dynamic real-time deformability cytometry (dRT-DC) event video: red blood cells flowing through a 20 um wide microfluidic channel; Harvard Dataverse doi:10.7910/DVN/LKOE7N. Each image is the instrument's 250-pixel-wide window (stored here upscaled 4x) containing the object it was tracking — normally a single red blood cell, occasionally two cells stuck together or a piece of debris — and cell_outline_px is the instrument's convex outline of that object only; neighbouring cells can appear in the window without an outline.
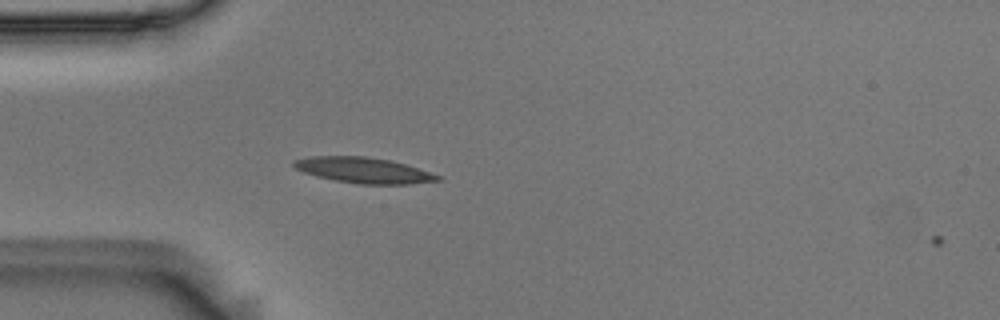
{"species": "Egyptian fruit bat (a non-hibernating species)", "species_latin": "Rousettus aegyptiacus", "temperature_condition": "room temperature", "stored_images_in_passage": 3, "camera_frame_rate_fps": 3000, "um_per_image_px": 0.085, "animal": {"sex": "male"}, "frame": {"image": 1, "passage_image": 2, "time_ms": 0.333, "image_size_px": [1000, 320], "cell_outline_px": [[444, 180], [408, 184], [356, 184], [316, 176], [304, 172], [296, 168], [292, 164], [292, 160], [312, 156], [368, 156], [388, 160], [404, 164], [440, 176]], "centroid_in_image_um": [30.88, 14.47], "position_along_channel_um": 54.1, "area_um2": 21.33}}